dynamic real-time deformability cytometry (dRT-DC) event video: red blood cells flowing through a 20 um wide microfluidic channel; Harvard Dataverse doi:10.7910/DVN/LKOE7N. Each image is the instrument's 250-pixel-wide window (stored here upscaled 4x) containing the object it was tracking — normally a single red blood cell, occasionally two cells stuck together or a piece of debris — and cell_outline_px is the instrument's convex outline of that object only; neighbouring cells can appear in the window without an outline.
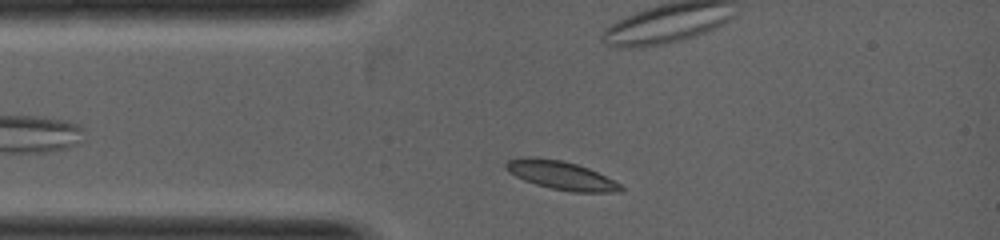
{"species": "common noctule bat (a hibernating species)", "species_latin": "Nyctalus noctula", "temperature_condition": "warm", "stored_images_in_passage": 32, "segment_of_instrument_passage": [1, 2], "camera_frame_rate_fps": 5000, "um_per_image_px": 0.085, "animal": {"sex": "female", "body_mass_g": 19.0, "forearm_length_mm": 53.3}, "frame": {"image": 1, "passage_image": 2, "time_ms": 0.4, "image_size_px": [1000, 240], "cell_outline_px": [[624, 188], [620, 192], [572, 192], [552, 188], [536, 184], [524, 180], [508, 172], [504, 168], [504, 164], [508, 160], [520, 156], [536, 156], [564, 160], [588, 168], [620, 184]], "centroid_in_image_um": [47.62, 14.87], "position_along_channel_um": 37.4, "area_um2": 19.19}}
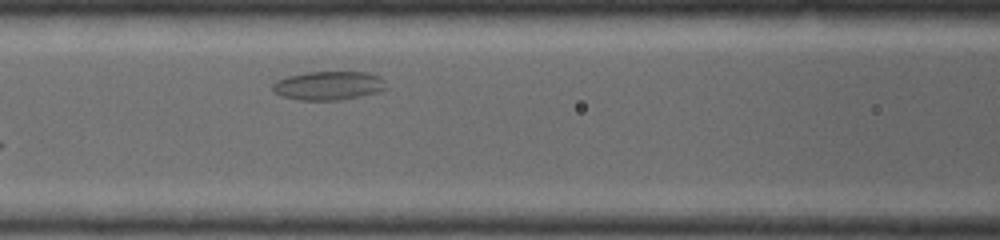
{"frame": {"image": 2, "passage_image": 8, "time_ms": 2.2, "image_size_px": [1000, 240], "cell_outline_px": [[388, 88], [380, 92], [344, 100], [296, 100], [280, 96], [272, 92], [272, 84], [276, 80], [288, 76], [304, 72], [368, 72], [380, 76], [384, 80]], "centroid_in_image_um": [27.93, 7.29], "position_along_channel_um": 138.7, "area_um2": 19.54}}
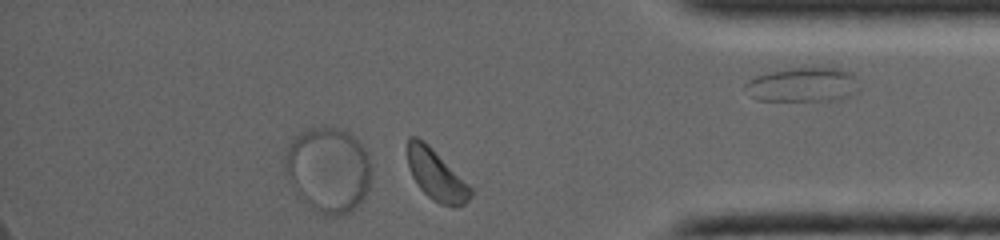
{"frame": {"image": 3, "passage_image": 29, "time_ms": 5.2, "image_size_px": [1000, 240], "cell_outline_px": [[472, 196], [464, 204], [456, 208], [452, 208], [440, 204], [428, 196], [416, 184], [408, 168], [408, 136], [416, 136], [424, 140], [472, 188]], "centroid_in_image_um": [37.07, 14.89], "position_along_channel_um": 398.1, "area_um2": 18.61}}